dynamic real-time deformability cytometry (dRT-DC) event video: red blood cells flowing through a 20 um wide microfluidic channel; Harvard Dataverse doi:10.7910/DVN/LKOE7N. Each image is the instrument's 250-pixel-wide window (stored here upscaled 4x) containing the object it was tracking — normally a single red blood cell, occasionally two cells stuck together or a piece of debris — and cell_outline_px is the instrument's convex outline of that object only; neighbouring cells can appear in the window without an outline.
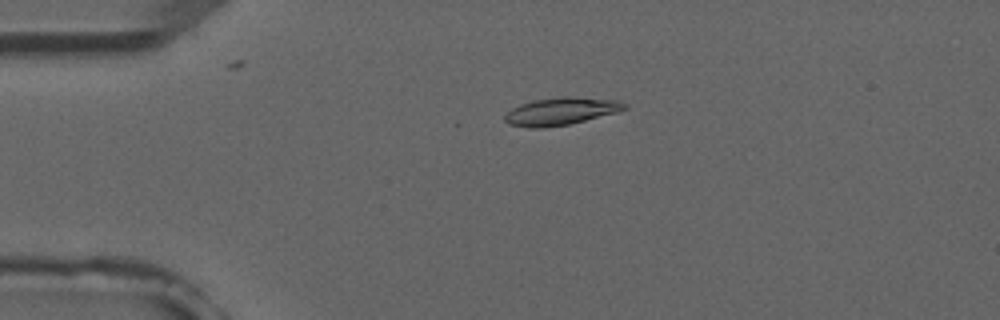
{"species": "common noctule bat (a hibernating species)", "species_latin": "Nyctalus noctula", "temperature_condition": "room temperature", "stored_images_in_passage": 47, "camera_frame_rate_fps": 3000, "um_per_image_px": 0.085, "animal": {"sex": "male", "forearm_length_mm": 52.5}, "frame": {"image": 1, "passage_image": 12, "time_ms": 3.667, "image_size_px": [1000, 320], "cell_outline_px": [[628, 108], [616, 112], [568, 124], [540, 128], [528, 128], [508, 124], [504, 120], [504, 116], [512, 108], [520, 104], [532, 100], [560, 96], [572, 96], [620, 100], [628, 104]], "centroid_in_image_um": [47.67, 9.44], "position_along_channel_um": 37.3, "area_um2": 19.31}}
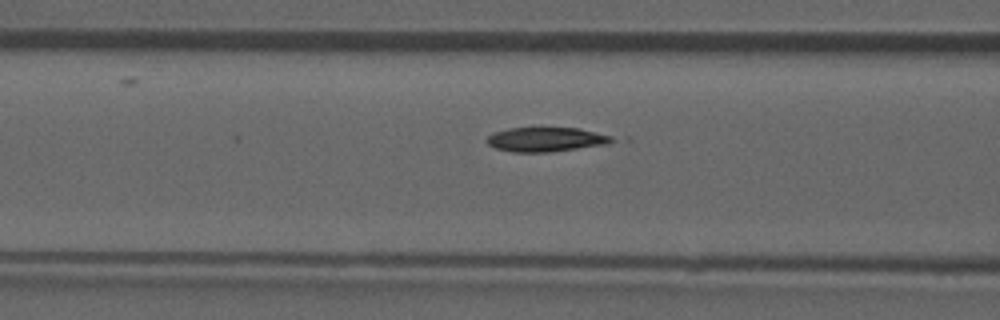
{"frame": {"image": 2, "passage_image": 21, "time_ms": 6.667, "image_size_px": [1000, 320], "cell_outline_px": [[616, 140], [608, 144], [548, 152], [512, 152], [496, 148], [488, 144], [484, 140], [492, 132], [508, 128], [580, 128], [612, 136]], "centroid_in_image_um": [46.38, 11.85], "position_along_channel_um": 120.2, "area_um2": 17.8}}
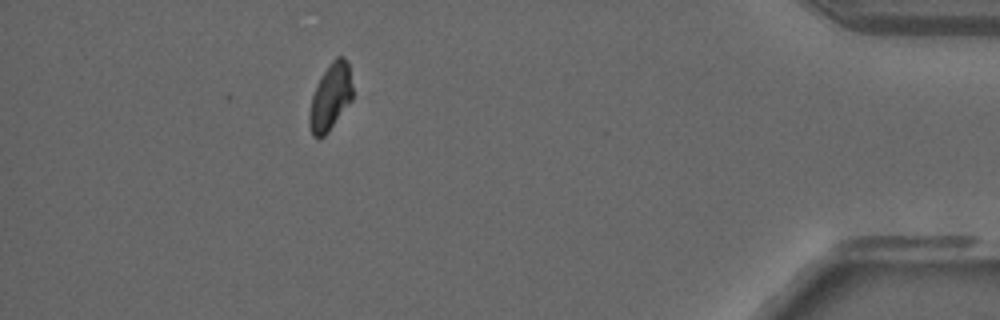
{"frame": {"image": 3, "passage_image": 47, "time_ms": 15.333, "image_size_px": [1000, 320], "cell_outline_px": [[352, 100], [328, 132], [324, 136], [312, 136], [308, 124], [308, 112], [312, 96], [324, 72], [332, 60], [336, 56], [344, 56], [348, 64], [352, 84]], "centroid_in_image_um": [28.08, 8.26], "position_along_channel_um": 407.1, "area_um2": 16.65}, "authors_computed_cell_mechanics": {"area_um2": 18.4382, "velocity_mm_per_s": 3.9194, "shape_relaxation_time_tau1_ms": 4.7032, "shape_relaxation_time_tau2_ms": null, "deformation_change_tau1": 0.1665, "deformation_change_tau2": null}}